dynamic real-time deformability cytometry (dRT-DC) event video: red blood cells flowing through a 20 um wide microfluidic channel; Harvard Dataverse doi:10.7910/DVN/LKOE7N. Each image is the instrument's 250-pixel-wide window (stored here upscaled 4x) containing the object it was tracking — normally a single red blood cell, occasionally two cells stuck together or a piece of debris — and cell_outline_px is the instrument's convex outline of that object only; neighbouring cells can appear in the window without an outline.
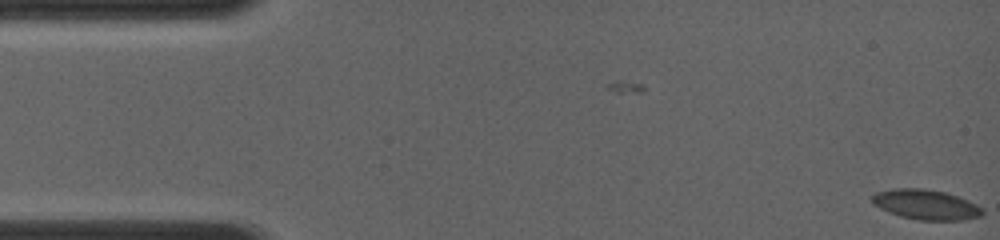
{"species": "common noctule bat (a hibernating species)", "species_latin": "Nyctalus noctula", "temperature_condition": "room temperature", "stored_images_in_passage": 41, "camera_frame_rate_fps": 4000, "um_per_image_px": 0.085, "animal": {"sex": "female", "body_mass_g": 19.0, "forearm_length_mm": 56.7}, "frame": {"image": 1, "passage_image": 1, "time_ms": 0.0, "image_size_px": [1000, 240], "cell_outline_px": [[984, 212], [980, 216], [964, 220], [916, 220], [900, 216], [888, 212], [872, 204], [872, 196], [876, 192], [892, 188], [924, 188], [944, 192], [968, 200], [984, 208]], "centroid_in_image_um": [78.69, 17.39], "position_along_channel_um": 6.3, "area_um2": 19.42}}
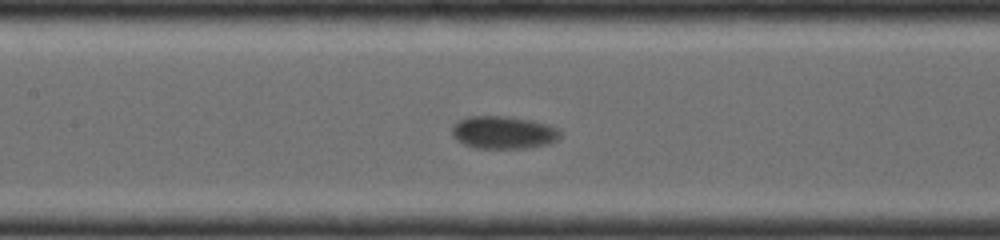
{"frame": {"image": 2, "passage_image": 18, "time_ms": 7.0, "image_size_px": [1000, 240], "cell_outline_px": [[560, 136], [556, 140], [548, 144], [524, 148], [476, 148], [464, 144], [456, 140], [452, 136], [452, 128], [456, 120], [468, 116], [504, 116], [532, 120], [548, 124], [556, 128], [560, 132]], "centroid_in_image_um": [42.75, 11.25], "position_along_channel_um": 164.7, "area_um2": 20.69}}
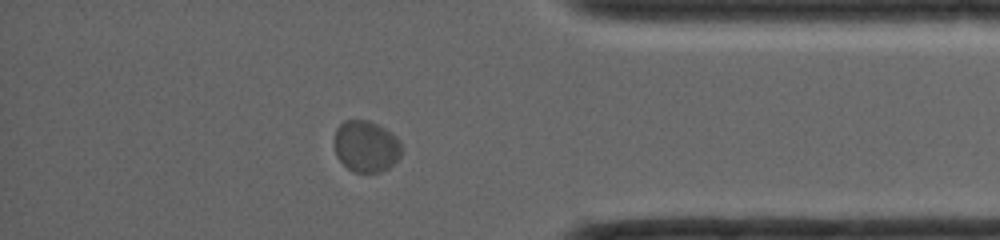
{"frame": {"image": 3, "passage_image": 35, "time_ms": 13.0, "image_size_px": [1000, 240], "cell_outline_px": [[400, 156], [388, 168], [380, 172], [352, 172], [336, 156], [336, 128], [344, 120], [368, 120], [384, 128], [396, 136], [400, 140]], "centroid_in_image_um": [31.12, 12.44], "position_along_channel_um": 404.1, "area_um2": 19.88}}